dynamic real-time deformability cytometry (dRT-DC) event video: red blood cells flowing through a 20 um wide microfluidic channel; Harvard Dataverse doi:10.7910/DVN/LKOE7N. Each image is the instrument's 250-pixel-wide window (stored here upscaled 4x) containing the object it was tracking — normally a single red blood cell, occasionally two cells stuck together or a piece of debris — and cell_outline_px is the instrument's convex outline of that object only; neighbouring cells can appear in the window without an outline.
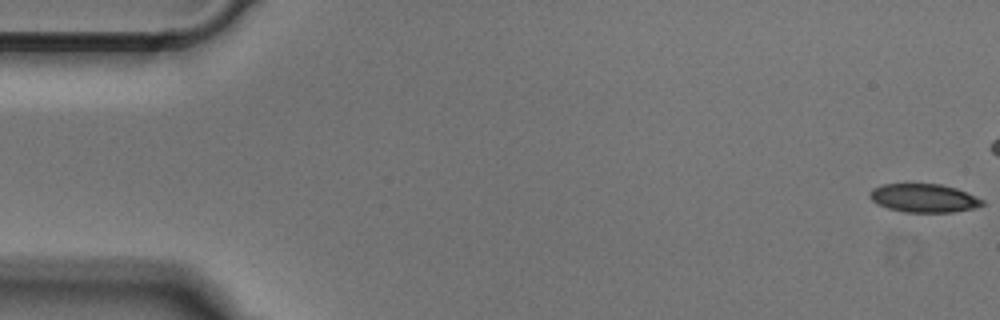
{"species": "Egyptian fruit bat (a non-hibernating species)", "species_latin": "Rousettus aegyptiacus", "temperature_condition": "cold", "stored_images_in_passage": 41, "camera_frame_rate_fps": 3000, "um_per_image_px": 0.085, "animal": {"sex": "male"}, "frame": {"image": 1, "passage_image": 1, "time_ms": 0.0, "image_size_px": [1000, 320], "cell_outline_px": [[984, 204], [976, 208], [952, 212], [904, 212], [888, 208], [876, 204], [868, 196], [868, 192], [872, 188], [880, 184], [940, 184], [956, 188], [984, 200]], "centroid_in_image_um": [78.49, 16.84], "position_along_channel_um": 6.5, "area_um2": 18.79}}
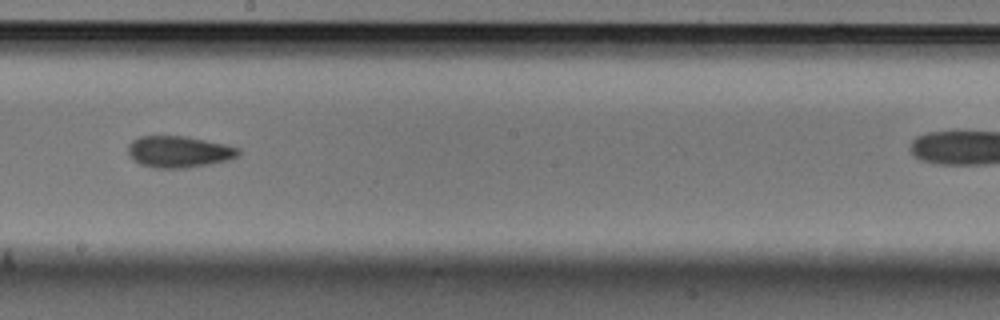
{"frame": {"image": 2, "passage_image": 28, "time_ms": 9.0, "image_size_px": [1000, 320], "cell_outline_px": [[240, 152], [236, 156], [224, 160], [208, 164], [184, 168], [156, 168], [140, 164], [132, 160], [128, 152], [128, 144], [132, 140], [140, 136], [188, 136], [224, 144], [240, 148]], "centroid_in_image_um": [15.15, 12.89], "position_along_channel_um": 233.0, "area_um2": 20.17}}
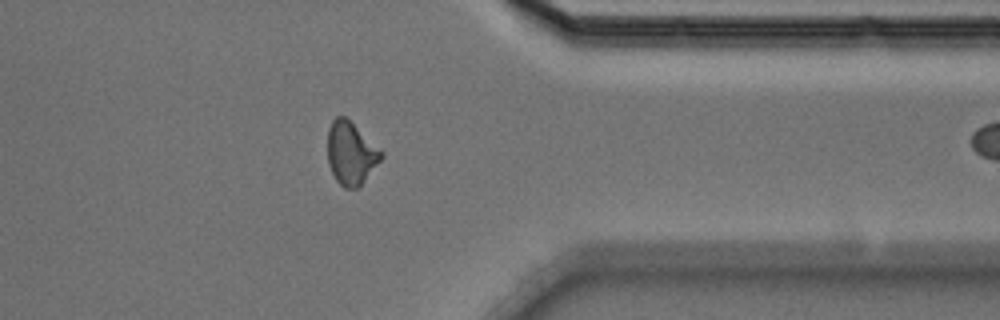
{"frame": {"image": 3, "passage_image": 40, "time_ms": 13.0, "image_size_px": [1000, 320], "cell_outline_px": [[384, 156], [364, 180], [356, 188], [344, 188], [336, 180], [328, 164], [328, 128], [332, 120], [336, 116], [344, 116], [384, 152]], "centroid_in_image_um": [29.82, 13.02], "position_along_channel_um": 381.6, "area_um2": 19.36}}